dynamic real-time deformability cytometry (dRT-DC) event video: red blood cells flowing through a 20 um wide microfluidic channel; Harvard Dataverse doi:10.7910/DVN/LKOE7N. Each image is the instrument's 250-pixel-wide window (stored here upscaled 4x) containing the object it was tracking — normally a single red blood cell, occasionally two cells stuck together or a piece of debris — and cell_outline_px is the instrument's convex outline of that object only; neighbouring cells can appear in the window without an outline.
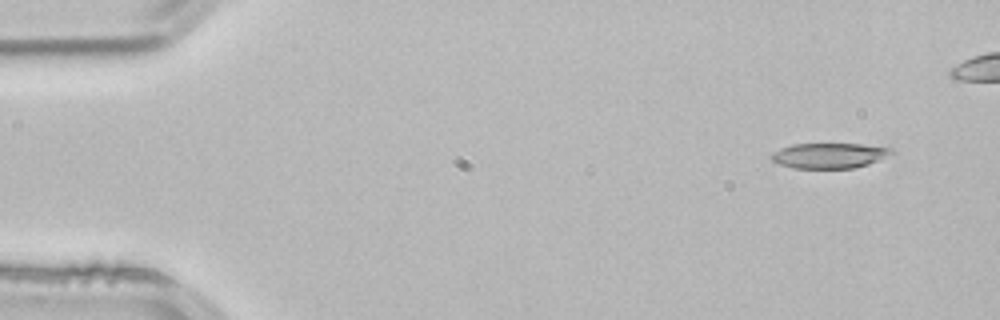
{"species": "common noctule bat (a hibernating species)", "species_latin": "Nyctalus noctula", "temperature_condition": "room temperature", "stored_images_in_passage": 4, "camera_frame_rate_fps": 3000, "um_per_image_px": 0.085, "animal": {"sex": "male", "body_mass_g": 21.5, "forearm_length_mm": 52.0}, "frame": {"image": 1, "passage_image": 1, "time_ms": 0.0, "image_size_px": [1000, 320], "cell_outline_px": [[896, 152], [880, 160], [868, 164], [852, 168], [792, 168], [780, 164], [772, 160], [772, 152], [780, 148], [792, 144], [860, 144], [892, 148]], "centroid_in_image_um": [70.51, 13.22], "position_along_channel_um": 14.5, "area_um2": 17.69}}